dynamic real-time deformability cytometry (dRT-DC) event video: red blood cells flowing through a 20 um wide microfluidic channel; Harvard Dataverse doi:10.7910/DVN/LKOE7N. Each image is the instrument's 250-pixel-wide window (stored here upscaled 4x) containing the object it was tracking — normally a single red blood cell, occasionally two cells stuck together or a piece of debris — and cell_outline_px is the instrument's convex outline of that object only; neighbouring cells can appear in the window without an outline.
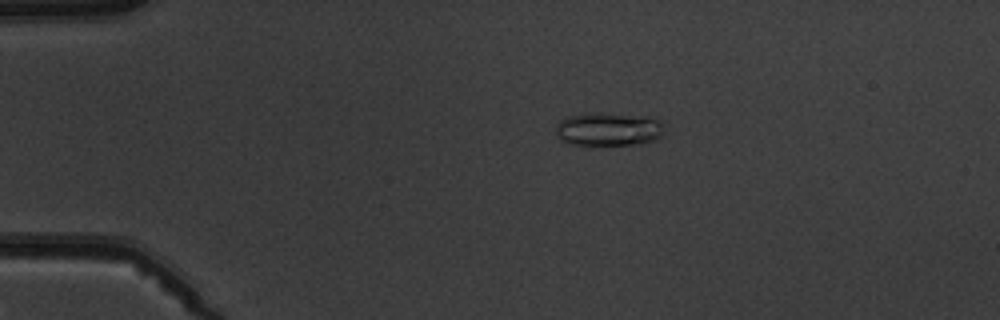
{"species": "common noctule bat (a hibernating species)", "species_latin": "Nyctalus noctula", "temperature_condition": "warm", "stored_images_in_passage": 5, "camera_frame_rate_fps": 3000, "um_per_image_px": 0.085, "animal": {"sex": "male", "body_mass_g": 19.5, "forearm_length_mm": 54.6}, "frame": {"image": 1, "passage_image": 3, "time_ms": 2.333, "image_size_px": [1000, 320], "cell_outline_px": [[664, 124], [660, 136], [652, 140], [640, 144], [580, 148], [568, 144], [560, 140], [556, 136], [556, 124], [560, 120], [568, 116], [588, 112], [600, 112], [652, 116], [660, 120]], "centroid_in_image_um": [51.65, 11.01], "position_along_channel_um": 33.3, "area_um2": 22.48}}